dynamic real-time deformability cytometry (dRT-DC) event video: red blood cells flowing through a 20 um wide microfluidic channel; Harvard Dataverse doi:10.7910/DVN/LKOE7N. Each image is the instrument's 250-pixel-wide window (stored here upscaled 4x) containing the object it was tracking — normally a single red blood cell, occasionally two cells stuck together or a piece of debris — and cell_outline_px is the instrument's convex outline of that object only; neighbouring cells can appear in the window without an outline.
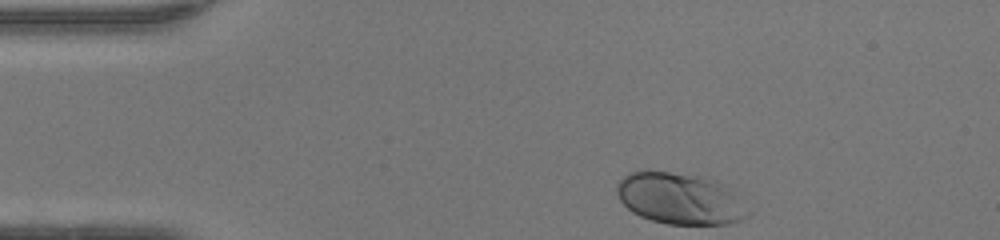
{"species": "human", "species_latin": "Homo sapiens", "temperature_condition": "warm", "stored_images_in_passage": 32, "camera_frame_rate_fps": 3000, "um_per_image_px": 0.085, "donor": {"sex": "female"}, "frame": {"image": 1, "passage_image": 1, "time_ms": 0.0, "image_size_px": [1000, 240], "cell_outline_px": [[752, 212], [748, 216], [740, 220], [728, 224], [668, 224], [652, 220], [640, 216], [632, 212], [620, 200], [616, 192], [616, 184], [628, 172], [640, 168], [648, 168], [708, 176], [728, 184]], "centroid_in_image_um": [57.82, 16.82], "position_along_channel_um": 27.2, "area_um2": 40.81}}
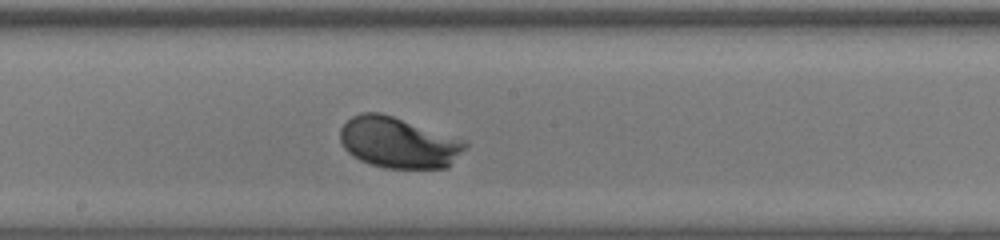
{"frame": {"image": 2, "passage_image": 19, "time_ms": 6.0, "image_size_px": [1000, 240], "cell_outline_px": [[468, 144], [448, 168], [384, 168], [360, 160], [352, 156], [344, 148], [340, 140], [340, 128], [352, 116], [360, 112], [380, 112], [464, 140]], "centroid_in_image_um": [33.83, 12.13], "position_along_channel_um": 214.4, "area_um2": 36.82}}
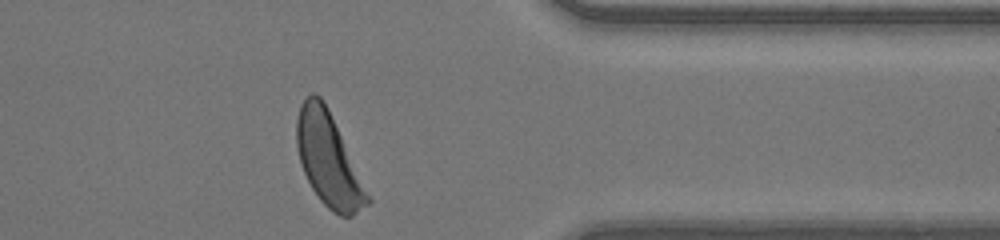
{"frame": {"image": 3, "passage_image": 32, "time_ms": 10.333, "image_size_px": [1000, 240], "cell_outline_px": [[372, 200], [368, 204], [352, 216], [340, 216], [332, 212], [320, 200], [312, 188], [300, 164], [296, 144], [296, 120], [300, 104], [312, 92], [316, 92], [320, 96], [328, 108]], "centroid_in_image_um": [27.9, 13.57], "position_along_channel_um": 383.5, "area_um2": 38.03}, "authors_computed_cell_mechanics": {"area_um2": 36.1828, "velocity_mm_per_s": 4.2347, "shape_relaxation_time_tau1_ms": 1.5593, "shape_relaxation_time_tau2_ms": null, "deformation_change_tau1": 0.1297, "deformation_change_tau2": null}}